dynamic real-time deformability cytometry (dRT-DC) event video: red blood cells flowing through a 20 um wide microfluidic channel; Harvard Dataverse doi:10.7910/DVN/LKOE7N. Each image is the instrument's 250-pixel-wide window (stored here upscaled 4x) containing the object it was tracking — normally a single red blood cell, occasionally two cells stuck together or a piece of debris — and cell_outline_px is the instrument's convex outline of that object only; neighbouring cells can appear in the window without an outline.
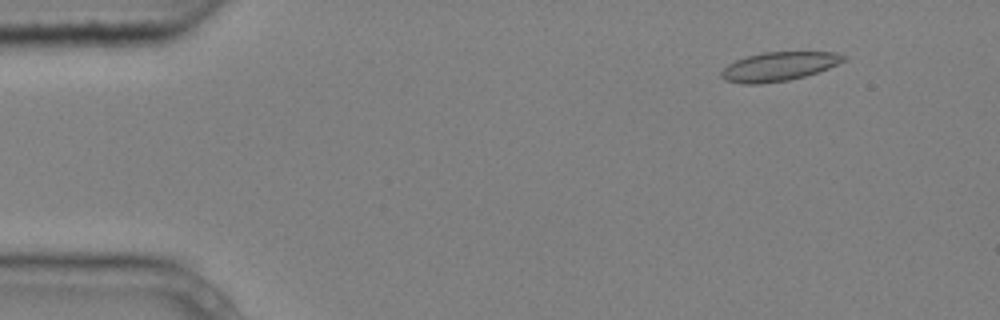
{"species": "common noctule bat (a hibernating species)", "species_latin": "Nyctalus noctula", "temperature_condition": "cold", "stored_images_in_passage": 4, "camera_frame_rate_fps": 3000, "um_per_image_px": 0.085, "animal": {"sex": "male", "body_mass_g": 20.4}, "frame": {"image": 1, "passage_image": 2, "time_ms": 0.333, "image_size_px": [1000, 320], "cell_outline_px": [[848, 60], [828, 68], [804, 76], [788, 80], [760, 84], [740, 84], [724, 80], [720, 76], [720, 72], [728, 64], [736, 60], [748, 56], [764, 52], [836, 52], [848, 56]], "centroid_in_image_um": [66.21, 5.65], "position_along_channel_um": 18.8, "area_um2": 20.69}}